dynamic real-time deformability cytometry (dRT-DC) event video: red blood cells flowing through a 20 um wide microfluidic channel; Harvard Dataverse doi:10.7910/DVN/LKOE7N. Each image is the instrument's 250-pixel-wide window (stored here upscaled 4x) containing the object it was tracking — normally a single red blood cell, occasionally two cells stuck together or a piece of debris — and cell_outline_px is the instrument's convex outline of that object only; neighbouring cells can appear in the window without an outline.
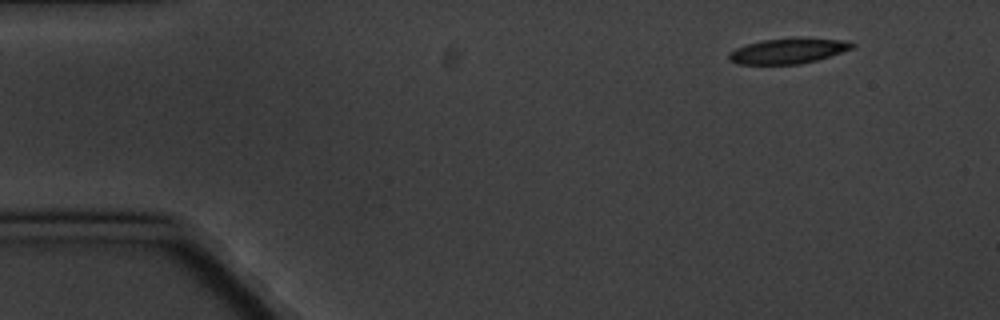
{"species": "common noctule bat (a hibernating species)", "species_latin": "Nyctalus noctula", "temperature_condition": "cold", "stored_images_in_passage": 10, "camera_frame_rate_fps": 3000, "um_per_image_px": 0.085, "animal": {"sex": "male", "body_mass_g": 20.1, "forearm_length_mm": 53.5}, "frame": {"image": 1, "passage_image": 1, "time_ms": 0.0, "image_size_px": [1000, 320], "cell_outline_px": [[856, 44], [852, 48], [816, 60], [800, 64], [736, 64], [728, 60], [728, 52], [736, 48], [748, 44], [764, 40], [792, 36], [804, 36], [848, 40]], "centroid_in_image_um": [67.0, 4.29], "position_along_channel_um": 18.0, "area_um2": 18.67}}
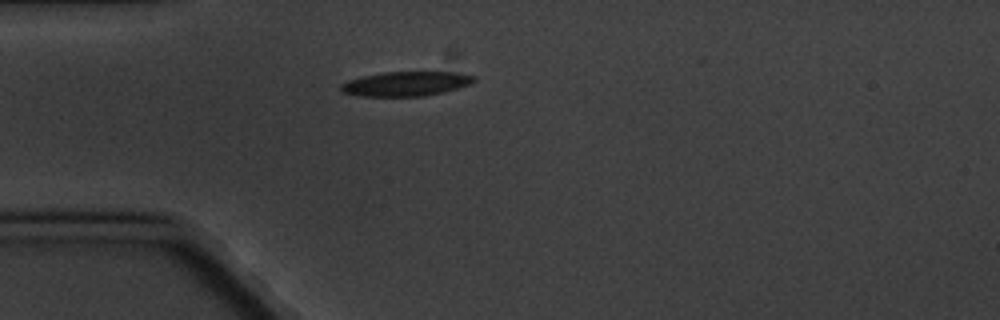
{"frame": {"image": 2, "passage_image": 4, "time_ms": 3.333, "image_size_px": [1000, 320], "cell_outline_px": [[476, 80], [472, 84], [444, 92], [424, 96], [356, 96], [344, 92], [340, 88], [340, 84], [348, 80], [360, 76], [384, 72], [456, 72], [476, 76]], "centroid_in_image_um": [34.52, 7.12], "position_along_channel_um": 50.5, "area_um2": 19.19}}
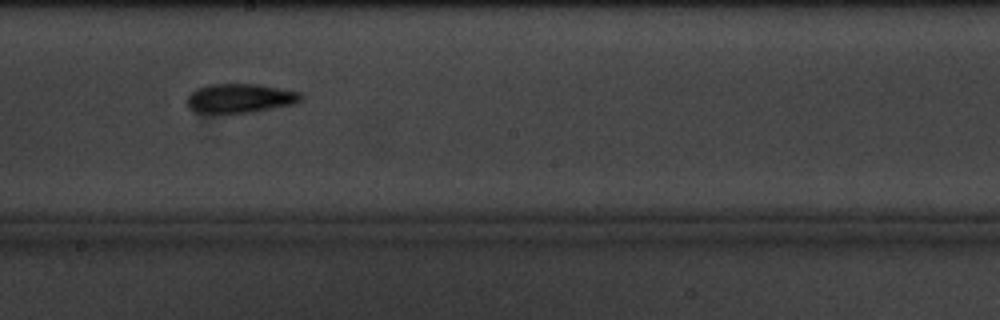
{"frame": {"image": 3, "passage_image": 9, "time_ms": 9.0, "image_size_px": [1000, 320], "cell_outline_px": [[304, 100], [296, 104], [252, 112], [196, 112], [188, 108], [188, 96], [196, 88], [208, 84], [256, 84], [300, 92], [304, 96]], "centroid_in_image_um": [20.46, 8.34], "position_along_channel_um": 227.7, "area_um2": 19.31}}